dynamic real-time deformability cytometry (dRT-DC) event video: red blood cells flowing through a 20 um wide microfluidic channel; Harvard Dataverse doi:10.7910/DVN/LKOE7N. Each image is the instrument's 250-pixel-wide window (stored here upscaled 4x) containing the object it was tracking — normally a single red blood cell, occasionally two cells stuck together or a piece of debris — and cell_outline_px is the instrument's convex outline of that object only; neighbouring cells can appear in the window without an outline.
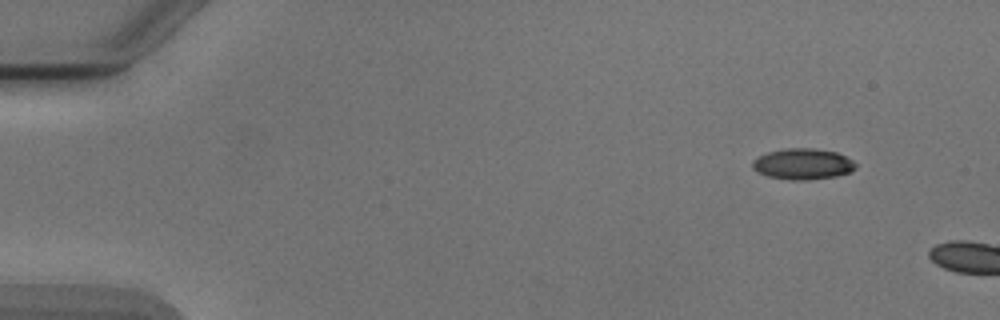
{"species": "Egyptian fruit bat (a non-hibernating species)", "species_latin": "Rousettus aegyptiacus", "temperature_condition": "cold", "stored_images_in_passage": 2, "camera_frame_rate_fps": 3000, "um_per_image_px": 0.085, "animal": {"sex": "male"}, "frame": {"image": 1, "passage_image": 1, "time_ms": 0.0, "image_size_px": [1000, 320], "cell_outline_px": [[856, 168], [848, 172], [836, 176], [804, 180], [792, 180], [768, 176], [756, 172], [752, 168], [752, 160], [768, 152], [788, 148], [816, 148], [836, 152], [852, 160], [856, 164]], "centroid_in_image_um": [68.22, 13.94], "position_along_channel_um": 16.8, "area_um2": 18.5}}